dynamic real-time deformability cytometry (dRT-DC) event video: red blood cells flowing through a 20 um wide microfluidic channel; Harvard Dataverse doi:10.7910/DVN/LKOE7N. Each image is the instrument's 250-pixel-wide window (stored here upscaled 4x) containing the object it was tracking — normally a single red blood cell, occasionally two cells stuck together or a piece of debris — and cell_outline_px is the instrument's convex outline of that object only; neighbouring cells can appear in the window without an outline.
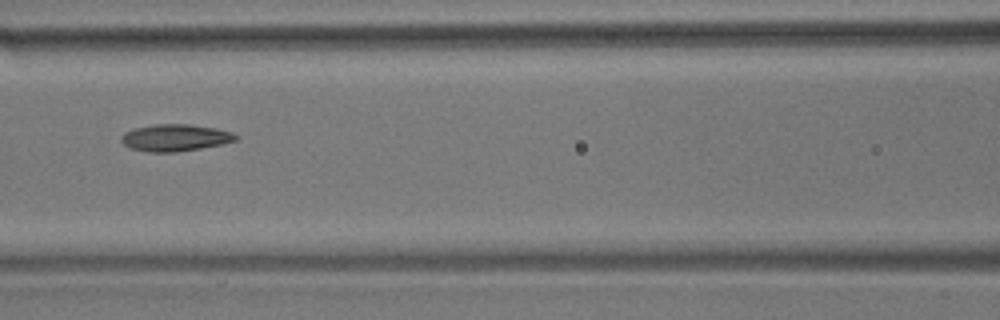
{"species": "common noctule bat (a hibernating species)", "species_latin": "Nyctalus noctula", "temperature_condition": "room temperature", "stored_images_in_passage": 17, "camera_frame_rate_fps": 3000, "um_per_image_px": 0.085, "animal": {"sex": "male", "body_mass_g": 17.9}, "frame": {"image": 1, "passage_image": 8, "time_ms": 2.333, "image_size_px": [1000, 320], "cell_outline_px": [[240, 140], [200, 148], [176, 152], [148, 152], [132, 148], [124, 144], [120, 140], [120, 136], [124, 132], [136, 128], [156, 124], [188, 124], [216, 128], [232, 132], [240, 136]], "centroid_in_image_um": [14.92, 11.7], "position_along_channel_um": 151.7, "area_um2": 17.98}}